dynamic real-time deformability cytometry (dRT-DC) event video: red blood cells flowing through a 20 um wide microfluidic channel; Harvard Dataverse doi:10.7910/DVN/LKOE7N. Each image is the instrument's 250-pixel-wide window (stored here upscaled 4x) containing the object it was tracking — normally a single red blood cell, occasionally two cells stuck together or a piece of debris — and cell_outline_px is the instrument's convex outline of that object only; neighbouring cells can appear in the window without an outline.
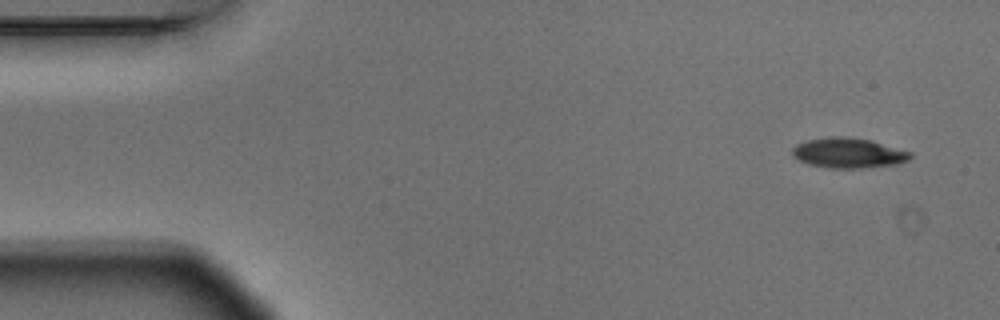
{"species": "Egyptian fruit bat (a non-hibernating species)", "species_latin": "Rousettus aegyptiacus", "temperature_condition": "warm", "stored_images_in_passage": 6, "camera_frame_rate_fps": 3000, "um_per_image_px": 0.085, "animal": {"sex": "male"}, "frame": {"image": 1, "passage_image": 1, "time_ms": 0.0, "image_size_px": [1000, 320], "cell_outline_px": [[912, 156], [908, 160], [896, 164], [860, 168], [828, 168], [808, 164], [792, 156], [792, 148], [796, 144], [808, 140], [832, 136], [844, 136], [872, 140], [912, 152]], "centroid_in_image_um": [72.11, 13.0], "position_along_channel_um": 12.9, "area_um2": 20.75}}
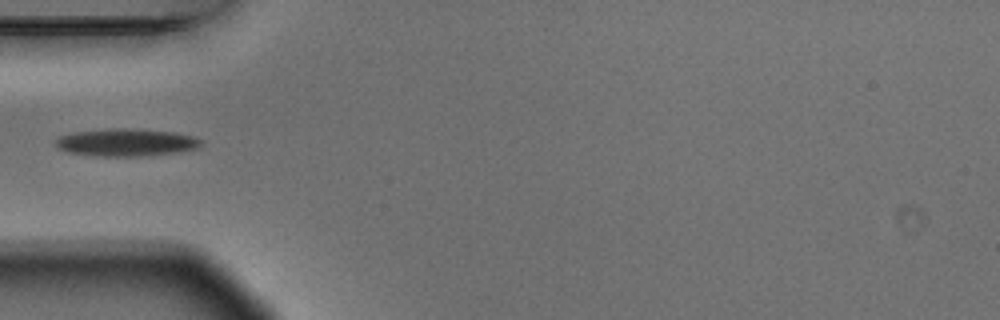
{"frame": {"image": 2, "passage_image": 5, "time_ms": 1.333, "image_size_px": [1000, 320], "cell_outline_px": [[200, 144], [196, 148], [180, 152], [136, 156], [92, 156], [68, 152], [60, 148], [56, 144], [56, 140], [60, 136], [72, 132], [112, 128], [132, 128], [176, 132], [192, 136], [200, 140]], "centroid_in_image_um": [10.7, 12.1], "position_along_channel_um": 74.3, "area_um2": 23.24}}
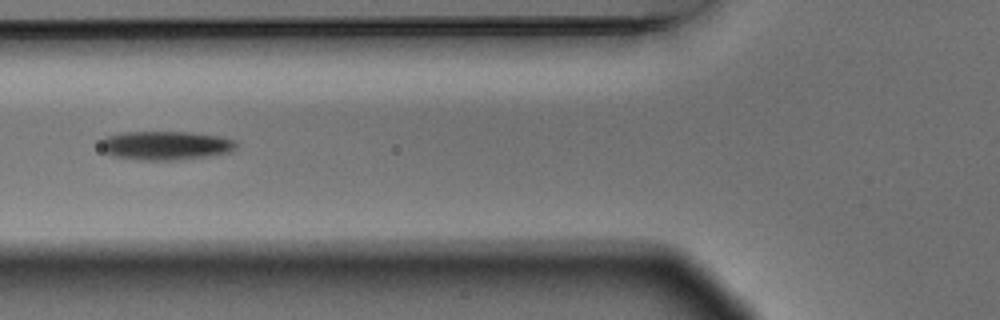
{"frame": {"image": 3, "passage_image": 6, "time_ms": 1.667, "image_size_px": [1000, 320], "cell_outline_px": [[236, 148], [232, 152], [204, 156], [172, 160], [144, 160], [112, 156], [104, 152], [100, 144], [100, 140], [108, 136], [124, 132], [192, 132], [220, 136], [236, 140]], "centroid_in_image_um": [14.08, 12.36], "position_along_channel_um": 111.7, "area_um2": 22.72}}